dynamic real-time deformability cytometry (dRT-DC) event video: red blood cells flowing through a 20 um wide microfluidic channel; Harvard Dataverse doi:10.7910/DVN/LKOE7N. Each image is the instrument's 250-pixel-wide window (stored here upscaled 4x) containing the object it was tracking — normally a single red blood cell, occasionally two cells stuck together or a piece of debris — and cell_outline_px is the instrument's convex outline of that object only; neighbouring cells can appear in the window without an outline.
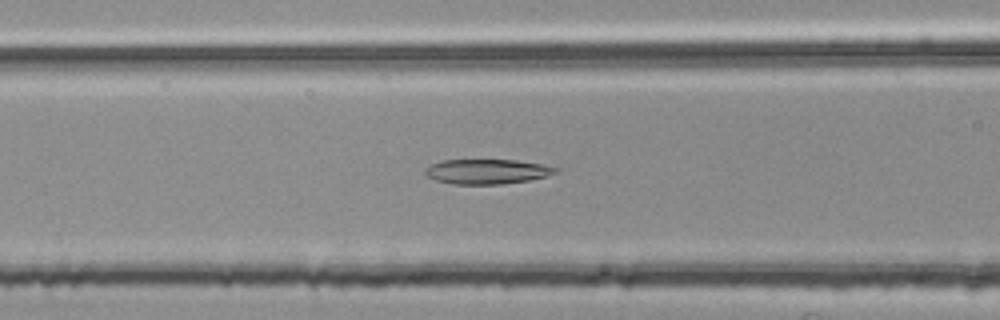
{"species": "common noctule bat (a hibernating species)", "species_latin": "Nyctalus noctula", "temperature_condition": "room temperature", "stored_images_in_passage": 39, "camera_frame_rate_fps": 3000, "um_per_image_px": 0.085, "animal": {"sex": "female", "body_mass_g": 25.1}, "frame": {"image": 1, "passage_image": 7, "time_ms": 2.0, "image_size_px": [1000, 320], "cell_outline_px": [[560, 168], [556, 172], [548, 176], [528, 180], [500, 184], [452, 184], [436, 180], [428, 176], [424, 172], [424, 168], [432, 164], [444, 160], [516, 160], [540, 164]], "centroid_in_image_um": [41.39, 14.58], "position_along_channel_um": 125.2, "area_um2": 18.73}}
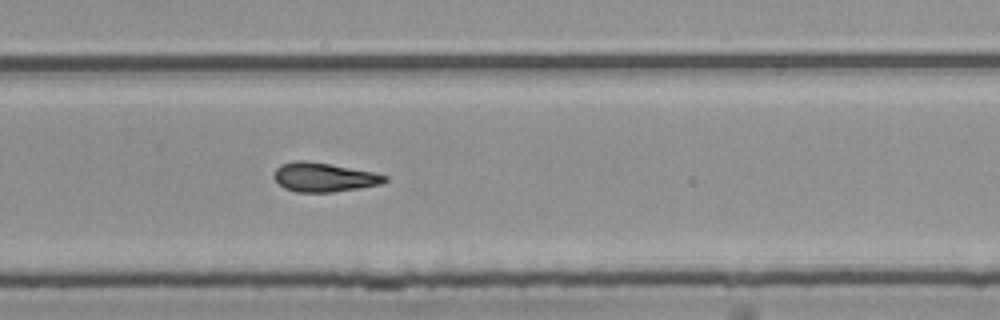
{"frame": {"image": 2, "passage_image": 21, "time_ms": 6.667, "image_size_px": [1000, 320], "cell_outline_px": [[388, 180], [380, 184], [360, 188], [332, 192], [296, 192], [284, 188], [272, 176], [276, 168], [280, 164], [292, 160], [304, 160], [328, 164], [372, 172], [388, 176]], "centroid_in_image_um": [27.49, 15.06], "position_along_channel_um": 302.3, "area_um2": 18.73}}
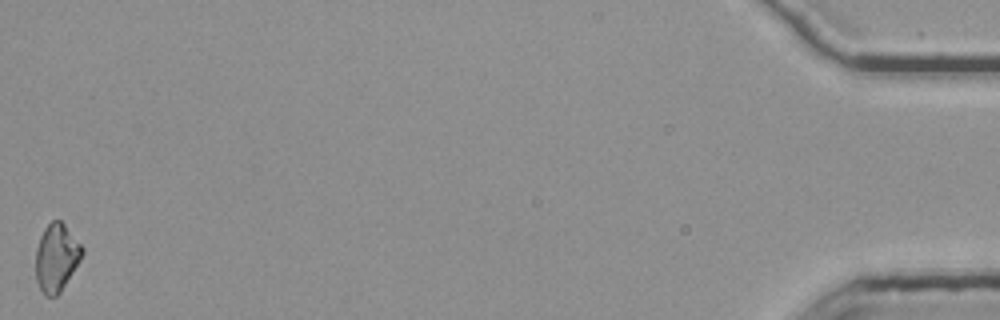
{"frame": {"image": 3, "passage_image": 39, "time_ms": 12.667, "image_size_px": [1000, 320], "cell_outline_px": [[84, 252], [80, 260], [60, 292], [56, 296], [44, 296], [36, 280], [36, 248], [40, 236], [44, 228], [52, 220], [60, 220], [64, 224], [84, 248]], "centroid_in_image_um": [4.79, 21.89], "position_along_channel_um": 430.4, "area_um2": 18.21}, "authors_computed_cell_mechanics": {"area_um2": 18.496, "velocity_mm_per_s": 3.8084, "shape_relaxation_time_tau1_ms": null, "shape_relaxation_time_tau2_ms": 4.9522, "deformation_change_tau1": null, "deformation_change_tau2": 0.1512}}